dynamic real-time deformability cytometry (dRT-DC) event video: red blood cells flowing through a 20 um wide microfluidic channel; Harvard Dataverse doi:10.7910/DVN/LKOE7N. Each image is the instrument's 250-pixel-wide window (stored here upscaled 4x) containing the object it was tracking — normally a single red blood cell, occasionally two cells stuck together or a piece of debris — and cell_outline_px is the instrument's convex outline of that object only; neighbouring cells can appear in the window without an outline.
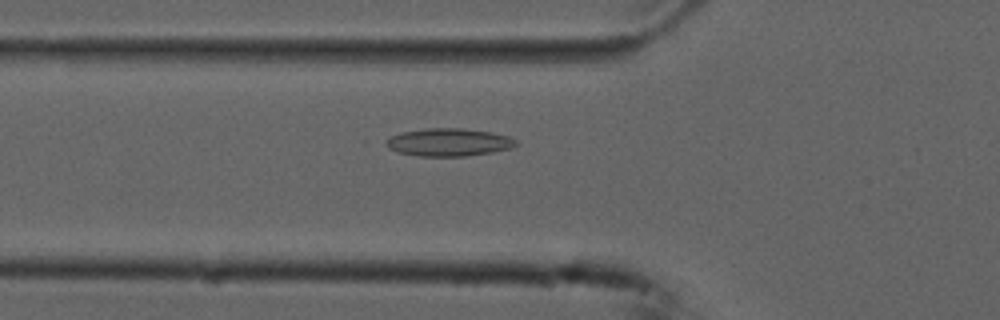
{"species": "common noctule bat (a hibernating species)", "species_latin": "Nyctalus noctula", "temperature_condition": "cold", "stored_images_in_passage": 54, "camera_frame_rate_fps": 3000, "um_per_image_px": 0.085, "animal": {"sex": "male", "forearm_length_mm": 52.5}, "frame": {"image": 1, "passage_image": 19, "time_ms": 6.0, "image_size_px": [1000, 320], "cell_outline_px": [[516, 144], [512, 148], [492, 152], [464, 156], [420, 156], [400, 152], [388, 148], [388, 140], [392, 136], [404, 132], [424, 128], [464, 128], [492, 132], [508, 136], [516, 140]], "centroid_in_image_um": [38.2, 12.08], "position_along_channel_um": 87.6, "area_um2": 20.75}}
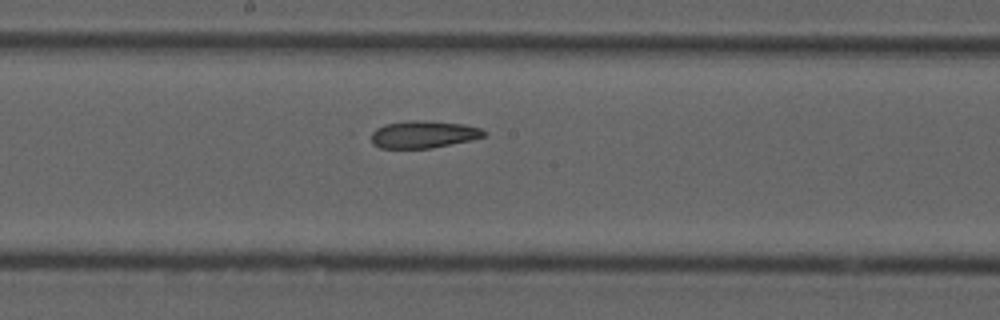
{"frame": {"image": 2, "passage_image": 29, "time_ms": 9.333, "image_size_px": [1000, 320], "cell_outline_px": [[488, 132], [484, 136], [472, 140], [432, 148], [380, 148], [372, 144], [368, 132], [384, 124], [408, 120], [424, 120], [464, 124], [480, 128]], "centroid_in_image_um": [35.94, 11.42], "position_along_channel_um": 212.3, "area_um2": 18.32}}
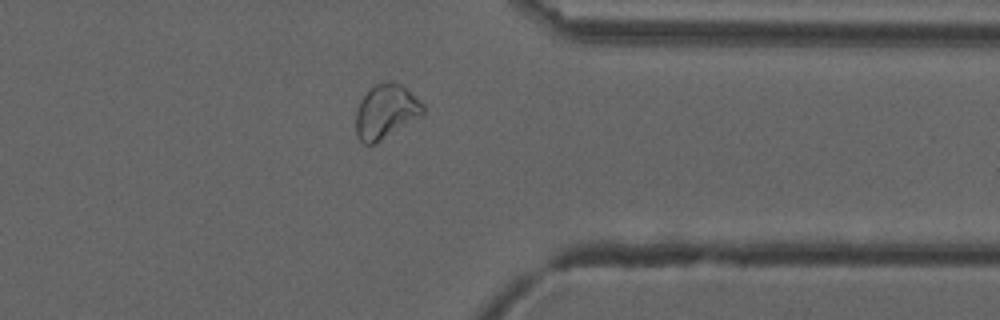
{"frame": {"image": 3, "passage_image": 43, "time_ms": 14.0, "image_size_px": [1000, 320], "cell_outline_px": [[424, 116], [376, 144], [364, 144], [356, 136], [356, 108], [360, 100], [368, 88], [376, 84], [388, 80], [392, 80], [400, 84], [424, 104]], "centroid_in_image_um": [32.8, 9.49], "position_along_channel_um": 378.6, "area_um2": 21.79}, "authors_computed_cell_mechanics": {"area_um2": 20.9525, "velocity_mm_per_s": 3.7251, "shape_relaxation_time_tau1_ms": null, "shape_relaxation_time_tau2_ms": 9.5081, "deformation_change_tau1": null, "deformation_change_tau2": 0.1663}}